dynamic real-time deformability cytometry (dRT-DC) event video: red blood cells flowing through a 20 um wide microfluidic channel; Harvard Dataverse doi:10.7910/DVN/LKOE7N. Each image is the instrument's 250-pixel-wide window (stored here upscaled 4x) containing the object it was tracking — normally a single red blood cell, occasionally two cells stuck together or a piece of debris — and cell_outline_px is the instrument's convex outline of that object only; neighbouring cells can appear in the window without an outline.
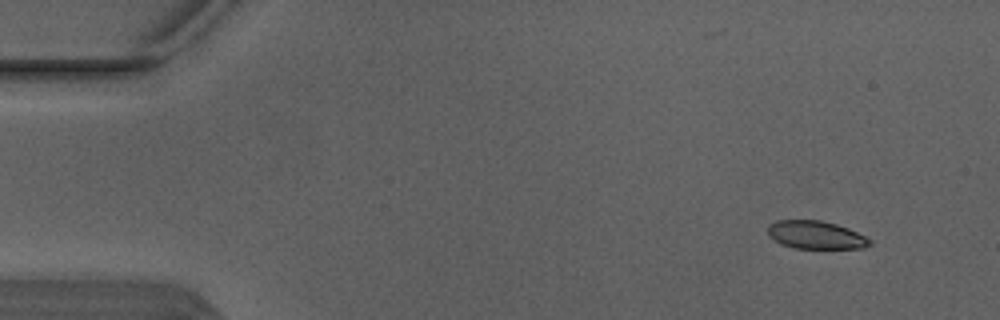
{"species": "Egyptian fruit bat (a non-hibernating species)", "species_latin": "Rousettus aegyptiacus", "temperature_condition": "warm", "stored_images_in_passage": 6, "camera_frame_rate_fps": 3000, "um_per_image_px": 0.085, "animal": {"sex": "male"}, "frame": {"image": 1, "passage_image": 1, "time_ms": 0.0, "image_size_px": [1000, 320], "cell_outline_px": [[872, 244], [864, 248], [796, 248], [780, 244], [768, 236], [768, 224], [776, 220], [820, 220], [836, 224], [848, 228], [872, 240]], "centroid_in_image_um": [69.32, 19.97], "position_along_channel_um": 15.7, "area_um2": 16.7}}
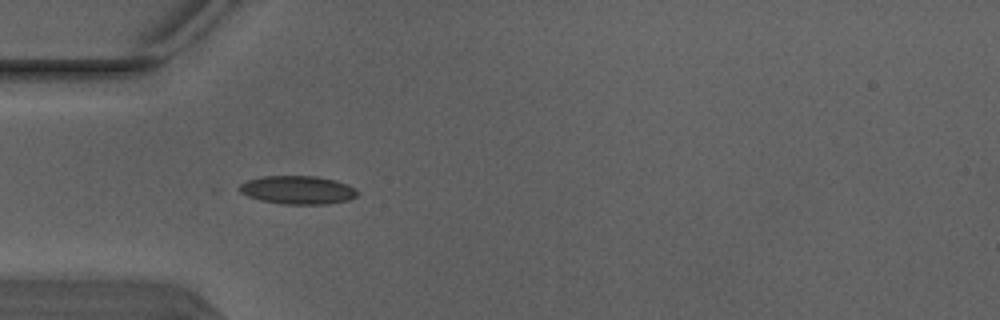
{"frame": {"image": 2, "passage_image": 4, "time_ms": 1.0, "image_size_px": [1000, 320], "cell_outline_px": [[356, 196], [348, 200], [324, 204], [284, 204], [260, 200], [248, 196], [240, 192], [240, 184], [248, 180], [264, 176], [316, 176], [336, 180], [348, 184], [356, 188]], "centroid_in_image_um": [25.32, 16.14], "position_along_channel_um": 59.7, "area_um2": 19.36}}
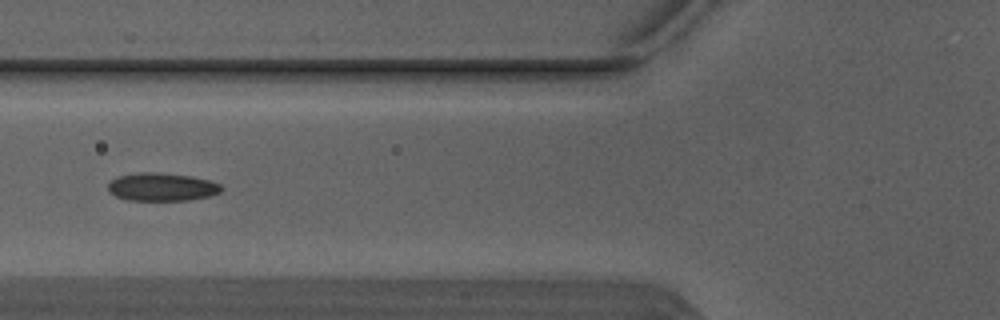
{"frame": {"image": 3, "passage_image": 5, "time_ms": 1.333, "image_size_px": [1000, 320], "cell_outline_px": [[224, 188], [220, 192], [208, 196], [188, 200], [128, 200], [116, 196], [108, 192], [108, 184], [116, 176], [140, 172], [156, 172], [192, 176], [208, 180], [220, 184]], "centroid_in_image_um": [13.74, 15.88], "position_along_channel_um": 112.1, "area_um2": 18.55}}